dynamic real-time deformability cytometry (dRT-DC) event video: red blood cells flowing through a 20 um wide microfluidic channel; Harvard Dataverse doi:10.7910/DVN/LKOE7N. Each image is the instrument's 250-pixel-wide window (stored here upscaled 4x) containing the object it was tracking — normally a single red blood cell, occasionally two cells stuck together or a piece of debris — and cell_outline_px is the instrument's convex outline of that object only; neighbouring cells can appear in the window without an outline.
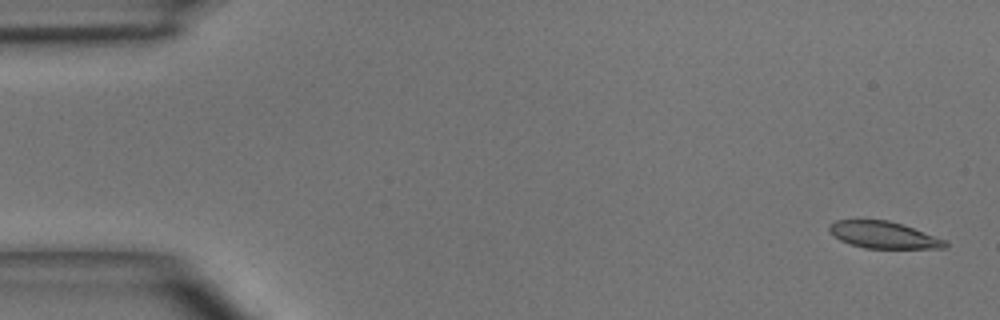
{"species": "common noctule bat (a hibernating species)", "species_latin": "Nyctalus noctula", "temperature_condition": "room temperature", "stored_images_in_passage": 7, "camera_frame_rate_fps": 3000, "um_per_image_px": 0.085, "animal": {"sex": "male", "body_mass_g": 15.6}, "frame": {"image": 1, "passage_image": 1, "time_ms": 0.0, "image_size_px": [1000, 320], "cell_outline_px": [[948, 244], [944, 248], [864, 248], [840, 240], [828, 228], [836, 220], [888, 220], [948, 240]], "centroid_in_image_um": [75.15, 19.98], "position_along_channel_um": 9.9, "area_um2": 17.74}}
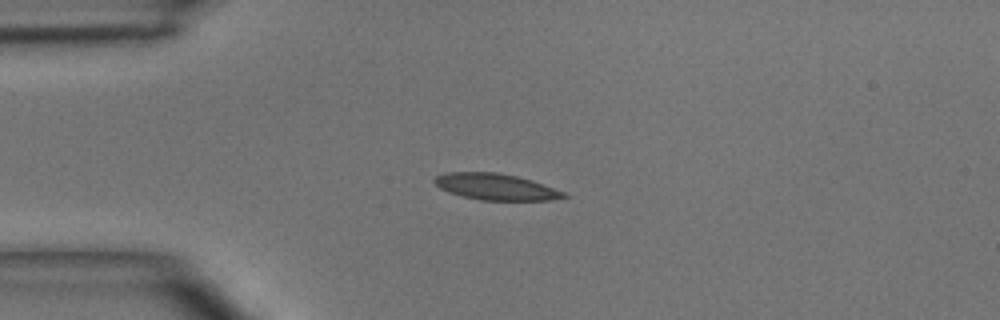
{"frame": {"image": 2, "passage_image": 4, "time_ms": 3.333, "image_size_px": [1000, 320], "cell_outline_px": [[568, 196], [552, 200], [480, 200], [448, 192], [440, 188], [432, 180], [436, 176], [444, 172], [496, 172], [516, 176], [532, 180], [564, 192]], "centroid_in_image_um": [42.11, 15.87], "position_along_channel_um": 42.9, "area_um2": 19.71}}
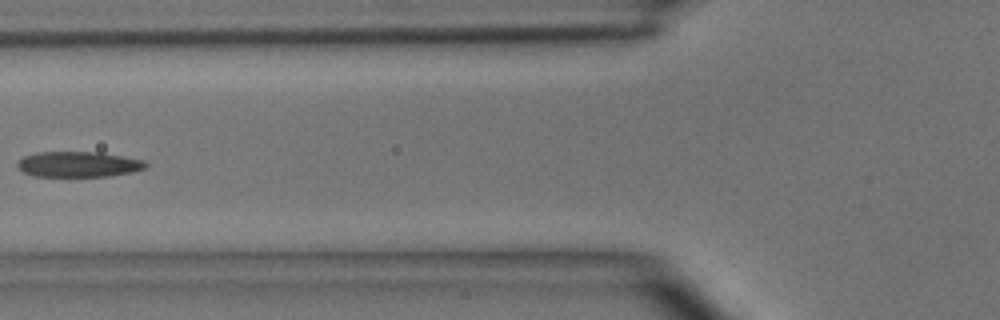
{"frame": {"image": 3, "passage_image": 6, "time_ms": 5.667, "image_size_px": [1000, 320], "cell_outline_px": [[148, 168], [132, 172], [108, 176], [32, 176], [24, 172], [16, 164], [24, 156], [36, 152], [100, 152], [144, 160], [148, 164]], "centroid_in_image_um": [6.7, 13.96], "position_along_channel_um": 119.1, "area_um2": 19.07}}